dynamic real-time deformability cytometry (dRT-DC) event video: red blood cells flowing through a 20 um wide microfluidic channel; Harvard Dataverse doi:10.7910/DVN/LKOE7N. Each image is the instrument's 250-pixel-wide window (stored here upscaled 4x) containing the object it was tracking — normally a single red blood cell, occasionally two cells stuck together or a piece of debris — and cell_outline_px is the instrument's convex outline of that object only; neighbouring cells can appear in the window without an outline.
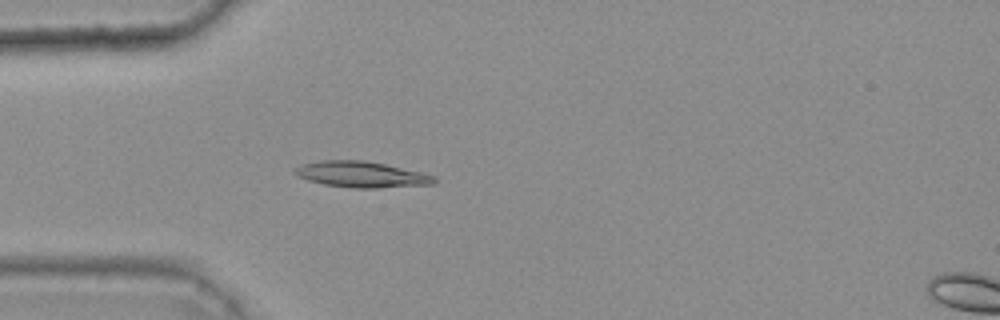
{"species": "common noctule bat (a hibernating species)", "species_latin": "Nyctalus noctula", "temperature_condition": "warm", "stored_images_in_passage": 45, "camera_frame_rate_fps": 3000, "um_per_image_px": 0.085, "animal": {"sex": "female", "body_mass_g": 25.1}, "frame": {"image": 1, "passage_image": 15, "time_ms": 4.667, "image_size_px": [1000, 320], "cell_outline_px": [[436, 180], [432, 184], [376, 188], [352, 188], [324, 184], [308, 180], [296, 176], [292, 172], [296, 168], [304, 164], [320, 160], [364, 160], [384, 164], [420, 172], [432, 176]], "centroid_in_image_um": [30.66, 14.83], "position_along_channel_um": 54.3, "area_um2": 20.81}}
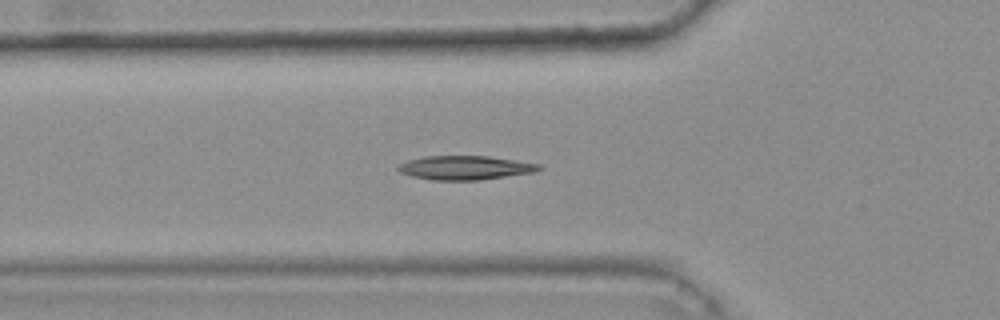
{"frame": {"image": 2, "passage_image": 18, "time_ms": 5.667, "image_size_px": [1000, 320], "cell_outline_px": [[540, 168], [536, 172], [480, 180], [432, 180], [412, 176], [400, 172], [396, 168], [396, 164], [408, 160], [424, 156], [488, 156], [540, 164]], "centroid_in_image_um": [39.49, 14.26], "position_along_channel_um": 86.3, "area_um2": 19.71}}
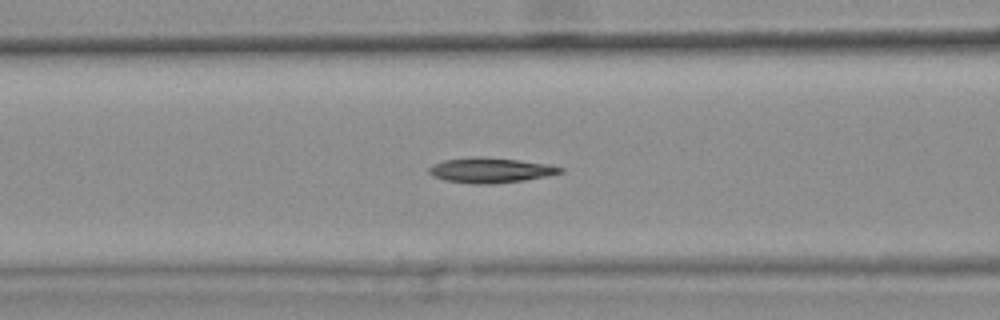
{"frame": {"image": 3, "passage_image": 21, "time_ms": 6.667, "image_size_px": [1000, 320], "cell_outline_px": [[564, 172], [548, 176], [524, 180], [492, 184], [472, 184], [444, 180], [432, 176], [428, 172], [428, 168], [432, 164], [444, 160], [472, 156], [480, 156], [516, 160], [548, 164], [564, 168]], "centroid_in_image_um": [41.66, 14.47], "position_along_channel_um": 124.9, "area_um2": 19.36}, "authors_computed_cell_mechanics": {"area_um2": 19.1318, "velocity_mm_per_s": 3.8153, "shape_relaxation_time_tau1_ms": 8.6662, "shape_relaxation_time_tau2_ms": null, "deformation_change_tau1": 0.2131, "deformation_change_tau2": null}}